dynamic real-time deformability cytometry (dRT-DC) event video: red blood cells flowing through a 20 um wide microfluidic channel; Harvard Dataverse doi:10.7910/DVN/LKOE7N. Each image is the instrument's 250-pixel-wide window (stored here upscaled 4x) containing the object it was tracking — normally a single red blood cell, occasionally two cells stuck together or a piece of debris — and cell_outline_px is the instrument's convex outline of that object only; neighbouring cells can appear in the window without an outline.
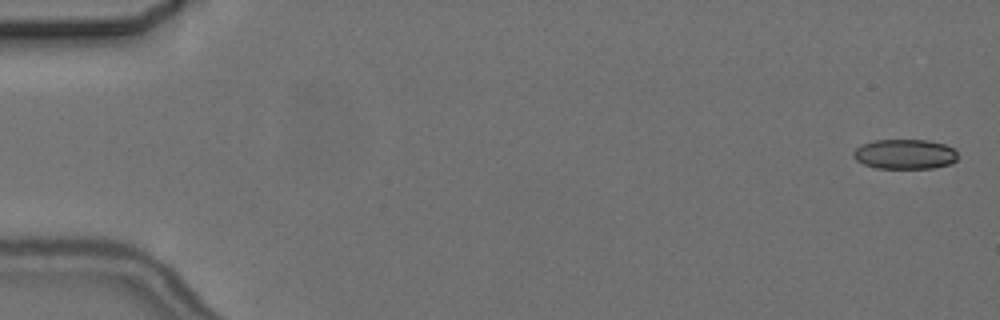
{"species": "common noctule bat (a hibernating species)", "species_latin": "Nyctalus noctula", "temperature_condition": "cold", "stored_images_in_passage": 5, "camera_frame_rate_fps": 3000, "um_per_image_px": 0.085, "animal": {"sex": "female", "body_mass_g": 24.6, "forearm_length_mm": 56.2}, "frame": {"image": 1, "passage_image": 1, "time_ms": 0.0, "image_size_px": [1000, 320], "cell_outline_px": [[956, 160], [952, 164], [932, 168], [876, 168], [864, 164], [856, 160], [852, 156], [852, 152], [860, 144], [876, 140], [928, 140], [944, 144], [952, 148], [956, 152]], "centroid_in_image_um": [76.88, 13.1], "position_along_channel_um": 8.1, "area_um2": 18.21}}
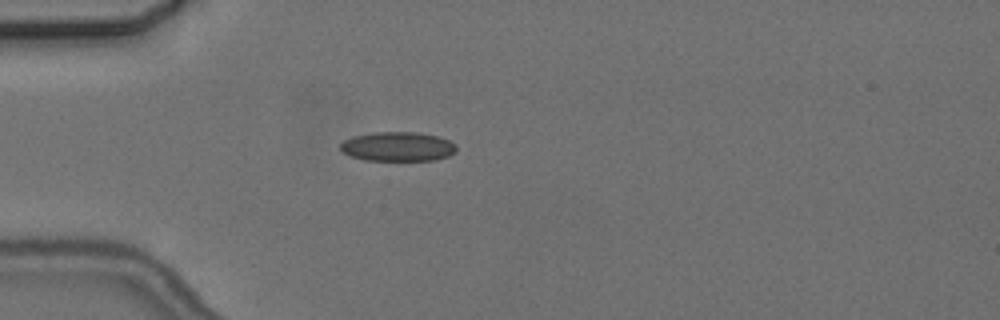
{"frame": {"image": 2, "passage_image": 5, "time_ms": 5.0, "image_size_px": [1000, 320], "cell_outline_px": [[456, 152], [448, 156], [432, 160], [364, 160], [352, 156], [344, 152], [340, 148], [340, 144], [344, 140], [352, 136], [376, 132], [416, 132], [436, 136], [448, 140], [456, 144]], "centroid_in_image_um": [33.81, 12.45], "position_along_channel_um": 51.2, "area_um2": 19.71}}